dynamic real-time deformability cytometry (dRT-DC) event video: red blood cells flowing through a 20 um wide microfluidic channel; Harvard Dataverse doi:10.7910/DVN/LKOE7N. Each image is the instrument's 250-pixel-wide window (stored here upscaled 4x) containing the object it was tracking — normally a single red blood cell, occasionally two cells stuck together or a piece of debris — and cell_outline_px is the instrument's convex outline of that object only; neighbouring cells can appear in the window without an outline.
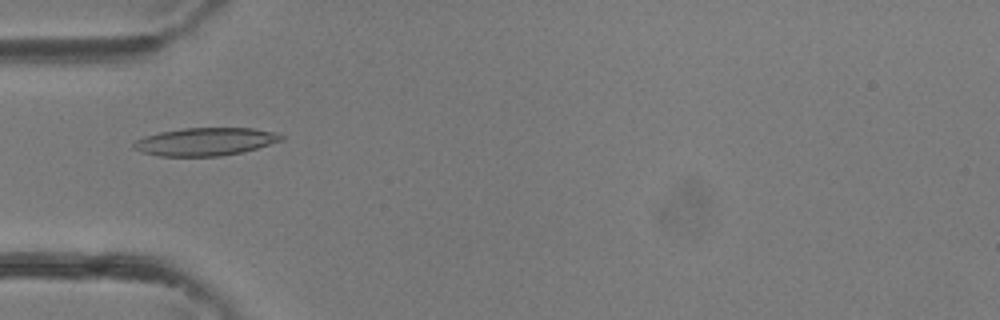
{"species": "common noctule bat (a hibernating species)", "species_latin": "Nyctalus noctula", "temperature_condition": "room temperature", "stored_images_in_passage": 32, "camera_frame_rate_fps": 3000, "um_per_image_px": 0.085, "animal": {"sex": "female"}, "frame": {"image": 1, "passage_image": 7, "time_ms": 2.0, "image_size_px": [1000, 320], "cell_outline_px": [[284, 140], [244, 152], [220, 156], [160, 156], [144, 152], [132, 148], [132, 144], [136, 140], [144, 136], [160, 132], [184, 128], [252, 128], [272, 132], [284, 136]], "centroid_in_image_um": [17.45, 12.04], "position_along_channel_um": 67.5, "area_um2": 23.93}}
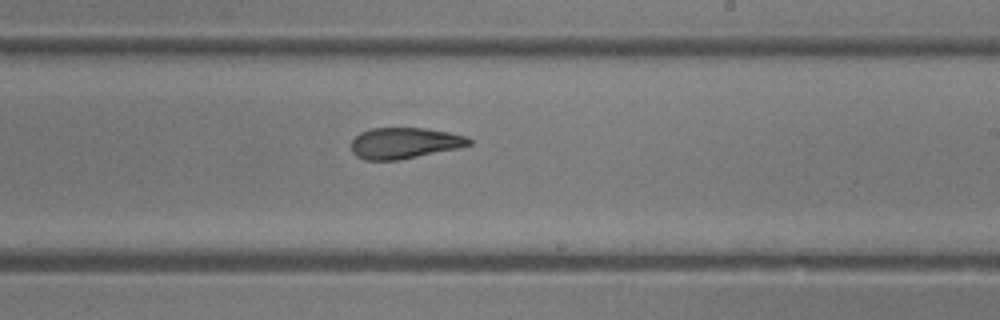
{"frame": {"image": 2, "passage_image": 17, "time_ms": 5.333, "image_size_px": [1000, 320], "cell_outline_px": [[472, 144], [456, 148], [396, 160], [364, 160], [356, 156], [352, 152], [352, 140], [360, 132], [372, 128], [424, 128], [448, 132], [464, 136], [472, 140]], "centroid_in_image_um": [34.33, 12.15], "position_along_channel_um": 254.7, "area_um2": 20.98}}
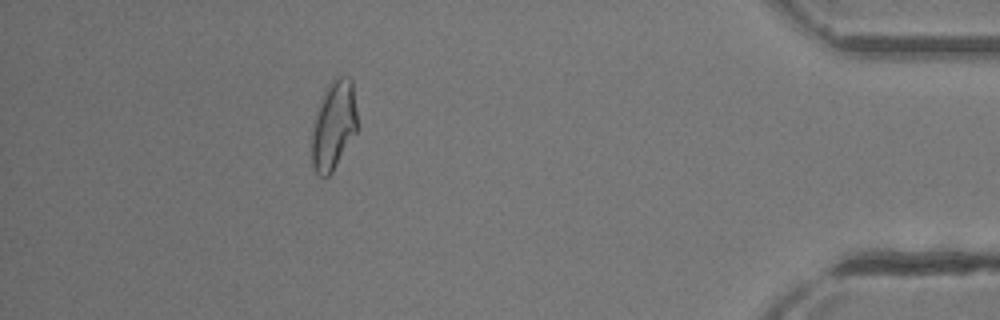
{"frame": {"image": 3, "passage_image": 28, "time_ms": 9.0, "image_size_px": [1000, 320], "cell_outline_px": [[356, 132], [332, 172], [328, 176], [320, 176], [316, 172], [312, 164], [312, 132], [316, 112], [320, 100], [328, 84], [332, 80], [340, 76], [344, 76], [352, 80], [356, 112]], "centroid_in_image_um": [28.35, 10.65], "position_along_channel_um": 406.9, "area_um2": 23.18}}